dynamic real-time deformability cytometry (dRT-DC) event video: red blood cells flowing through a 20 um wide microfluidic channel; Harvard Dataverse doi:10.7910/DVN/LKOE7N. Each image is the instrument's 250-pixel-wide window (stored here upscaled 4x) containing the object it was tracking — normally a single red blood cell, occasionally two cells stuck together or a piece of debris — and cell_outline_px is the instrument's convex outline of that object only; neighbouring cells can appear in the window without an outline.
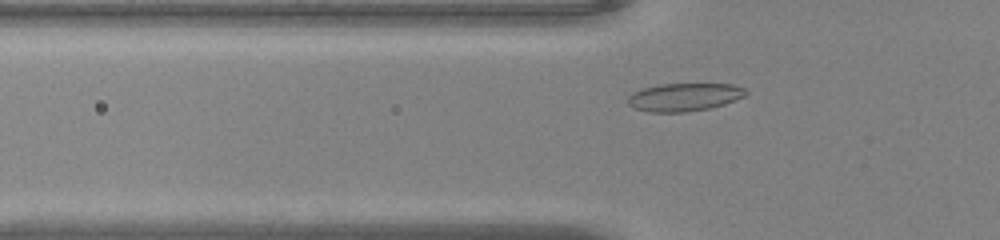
{"species": "common noctule bat (a hibernating species)", "species_latin": "Nyctalus noctula", "temperature_condition": "warm", "stored_images_in_passage": 41, "camera_frame_rate_fps": 3000, "um_per_image_px": 0.085, "animal": {"sex": "male", "body_mass_g": 20.0, "forearm_length_mm": 53.3}, "frame": {"image": 1, "passage_image": 8, "time_ms": 2.333, "image_size_px": [1000, 240], "cell_outline_px": [[748, 92], [744, 96], [724, 104], [712, 108], [684, 112], [648, 112], [636, 108], [628, 104], [628, 96], [632, 92], [644, 88], [660, 84], [732, 84], [744, 88]], "centroid_in_image_um": [58.16, 8.25], "position_along_channel_um": 67.6, "area_um2": 19.19}}
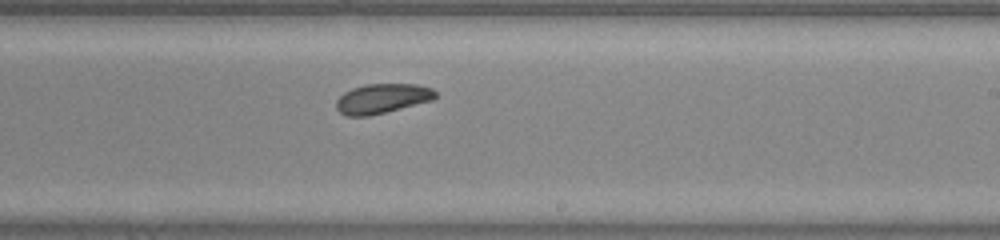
{"frame": {"image": 2, "passage_image": 22, "time_ms": 7.0, "image_size_px": [1000, 240], "cell_outline_px": [[436, 96], [432, 100], [368, 116], [348, 116], [340, 112], [336, 108], [336, 100], [344, 92], [352, 88], [368, 84], [416, 84], [432, 88], [436, 92]], "centroid_in_image_um": [32.47, 8.37], "position_along_channel_um": 256.5, "area_um2": 16.94}}
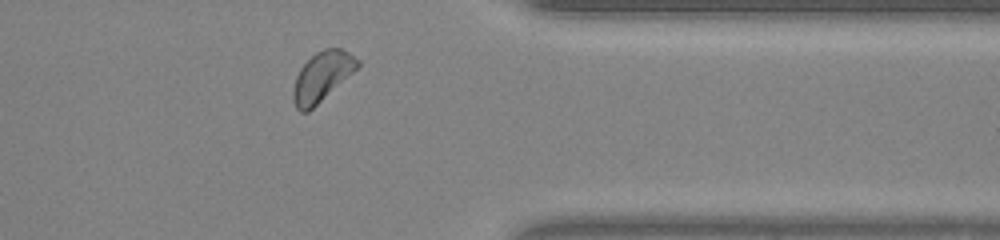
{"frame": {"image": 3, "passage_image": 32, "time_ms": 10.333, "image_size_px": [1000, 240], "cell_outline_px": [[360, 64], [352, 72], [308, 112], [300, 112], [296, 108], [292, 100], [292, 92], [296, 76], [300, 68], [316, 52], [324, 48], [340, 48], [348, 52], [360, 60]], "centroid_in_image_um": [27.33, 6.51], "position_along_channel_um": 384.1, "area_um2": 18.21}}